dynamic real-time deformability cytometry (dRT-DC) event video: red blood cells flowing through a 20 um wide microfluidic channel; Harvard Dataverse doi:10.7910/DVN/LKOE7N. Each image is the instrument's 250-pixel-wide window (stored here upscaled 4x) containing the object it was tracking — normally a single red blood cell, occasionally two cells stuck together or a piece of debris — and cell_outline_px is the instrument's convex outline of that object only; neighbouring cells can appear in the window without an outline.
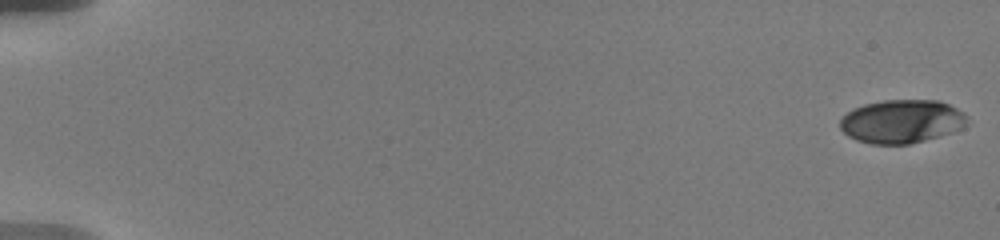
{"species": "human", "species_latin": "Homo sapiens", "temperature_condition": "warm", "stored_images_in_passage": 13, "camera_frame_rate_fps": 3000, "um_per_image_px": 0.085, "donor": {"sex": "male"}, "frame": {"image": 1, "passage_image": 1, "time_ms": 0.0, "image_size_px": [1000, 240], "cell_outline_px": [[968, 116], [964, 128], [952, 132], [924, 140], [908, 144], [872, 144], [856, 140], [848, 136], [840, 128], [840, 120], [852, 108], [864, 104], [884, 100], [940, 100], [964, 112]], "centroid_in_image_um": [76.65, 10.31], "position_along_channel_um": 8.3, "area_um2": 32.25}}
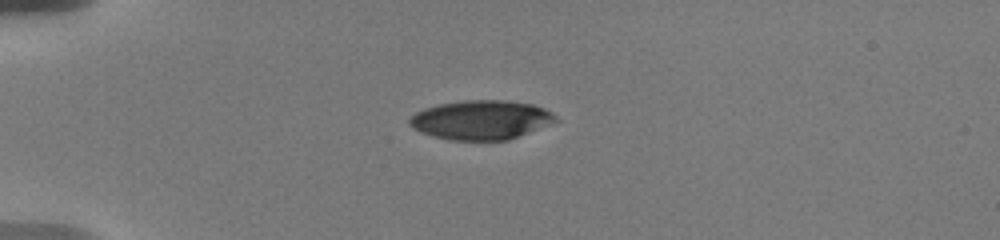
{"frame": {"image": 2, "passage_image": 10, "time_ms": 5.0, "image_size_px": [1000, 240], "cell_outline_px": [[560, 120], [552, 124], [508, 140], [452, 140], [436, 136], [412, 128], [408, 124], [408, 120], [416, 112], [424, 108], [440, 104], [464, 100], [504, 100], [532, 104], [544, 108], [552, 112]], "centroid_in_image_um": [40.94, 10.18], "position_along_channel_um": 44.1, "area_um2": 33.35}}